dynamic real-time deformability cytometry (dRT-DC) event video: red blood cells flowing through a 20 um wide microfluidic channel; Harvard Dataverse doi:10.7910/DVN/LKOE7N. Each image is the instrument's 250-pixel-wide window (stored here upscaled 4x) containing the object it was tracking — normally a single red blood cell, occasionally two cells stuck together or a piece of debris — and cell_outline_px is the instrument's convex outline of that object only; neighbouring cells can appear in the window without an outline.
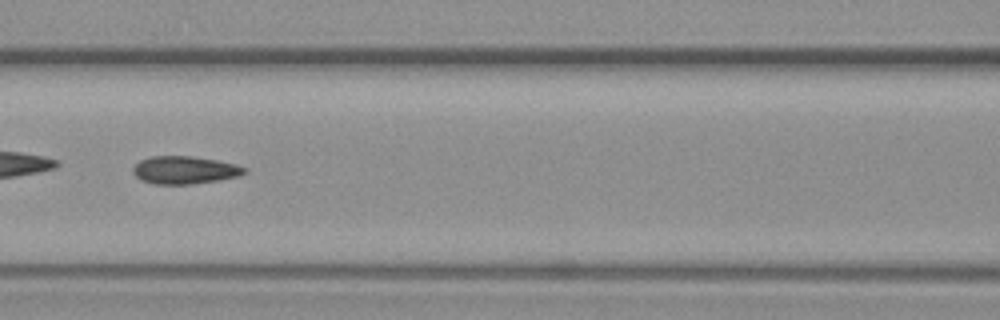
{"species": "common noctule bat (a hibernating species)", "species_latin": "Nyctalus noctula", "temperature_condition": "warm", "stored_images_in_passage": 9, "camera_frame_rate_fps": 3000, "um_per_image_px": 0.085, "animal": {"sex": "female", "body_mass_g": 19.3, "forearm_length_mm": 54.1}, "frame": {"image": 1, "passage_image": 7, "time_ms": 8.0, "image_size_px": [1000, 320], "cell_outline_px": [[248, 172], [240, 176], [220, 180], [192, 184], [152, 184], [140, 180], [132, 172], [132, 168], [140, 160], [152, 156], [188, 156], [216, 160], [236, 164], [248, 168]], "centroid_in_image_um": [15.71, 14.46], "position_along_channel_um": 150.9, "area_um2": 18.21}}
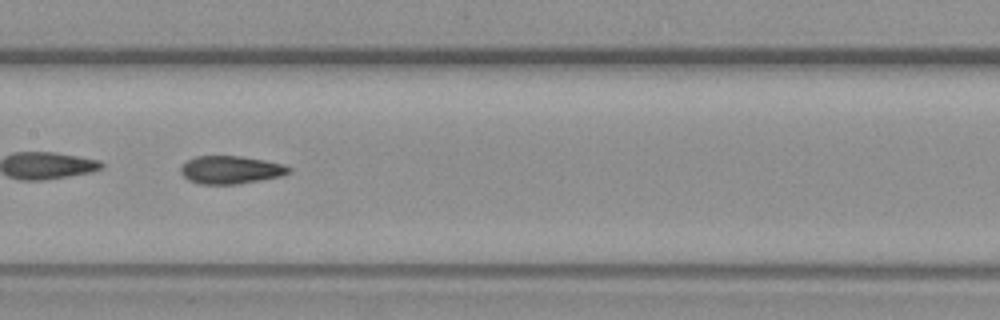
{"frame": {"image": 2, "passage_image": 8, "time_ms": 9.0, "image_size_px": [1000, 320], "cell_outline_px": [[292, 168], [288, 172], [280, 176], [260, 180], [236, 184], [200, 184], [188, 180], [180, 172], [180, 168], [188, 160], [196, 156], [240, 156], [264, 160], [284, 164]], "centroid_in_image_um": [19.6, 14.43], "position_along_channel_um": 187.8, "area_um2": 17.46}}
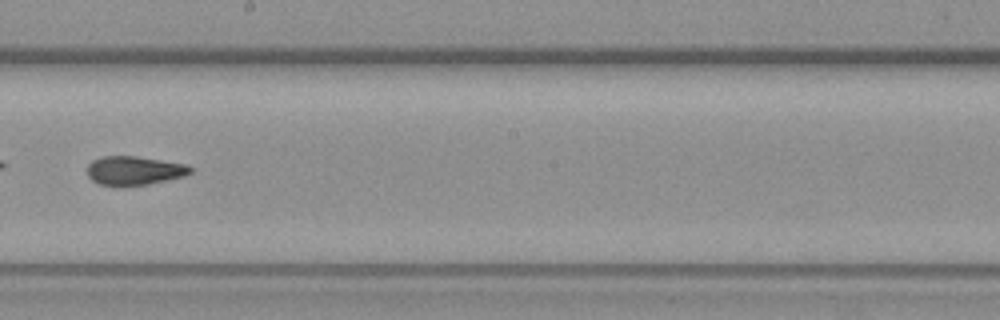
{"frame": {"image": 3, "passage_image": 9, "time_ms": 10.333, "image_size_px": [1000, 320], "cell_outline_px": [[192, 172], [184, 176], [148, 184], [124, 188], [100, 184], [92, 180], [88, 176], [88, 164], [92, 160], [104, 156], [136, 156], [184, 164], [192, 168]], "centroid_in_image_um": [11.37, 14.52], "position_along_channel_um": 236.8, "area_um2": 17.51}}